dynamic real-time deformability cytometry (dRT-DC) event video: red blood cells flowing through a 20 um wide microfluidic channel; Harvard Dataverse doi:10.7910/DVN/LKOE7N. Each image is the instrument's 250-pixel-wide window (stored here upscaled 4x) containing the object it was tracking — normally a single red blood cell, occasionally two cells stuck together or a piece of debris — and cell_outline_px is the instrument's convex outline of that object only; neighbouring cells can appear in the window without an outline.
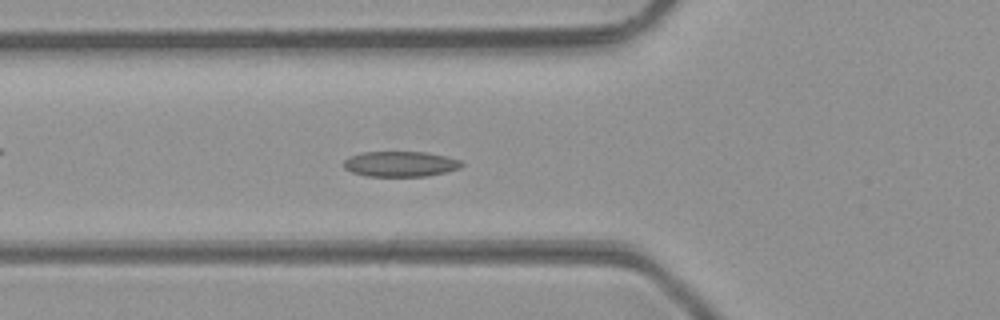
{"species": "common noctule bat (a hibernating species)", "species_latin": "Nyctalus noctula", "temperature_condition": "room temperature", "stored_images_in_passage": 34, "camera_frame_rate_fps": 3000, "um_per_image_px": 0.085, "animal": {"sex": "male", "body_mass_g": 23.1, "forearm_length_mm": 52.7}, "frame": {"image": 1, "passage_image": 2, "time_ms": 0.333, "image_size_px": [1000, 320], "cell_outline_px": [[464, 164], [460, 168], [428, 176], [368, 176], [352, 172], [344, 168], [344, 160], [348, 156], [364, 152], [424, 152], [444, 156], [460, 160]], "centroid_in_image_um": [34.01, 13.94], "position_along_channel_um": 91.8, "area_um2": 17.34}}
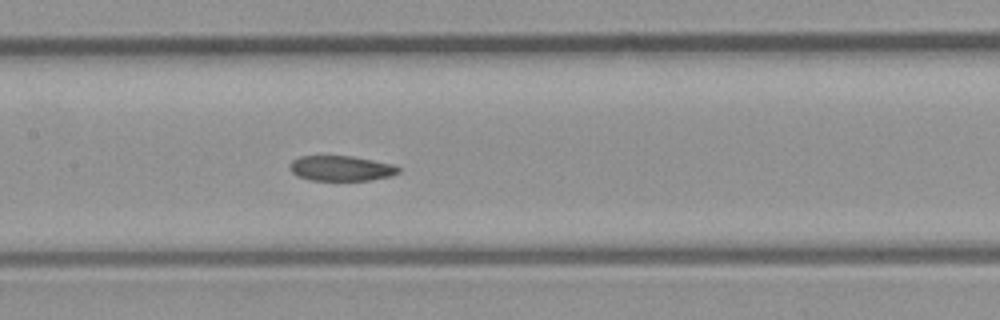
{"frame": {"image": 2, "passage_image": 8, "time_ms": 2.333, "image_size_px": [1000, 320], "cell_outline_px": [[400, 172], [392, 176], [368, 180], [308, 180], [296, 176], [288, 168], [288, 164], [292, 160], [300, 156], [352, 156], [392, 164], [400, 168]], "centroid_in_image_um": [28.95, 14.31], "position_along_channel_um": 178.5, "area_um2": 16.07}}
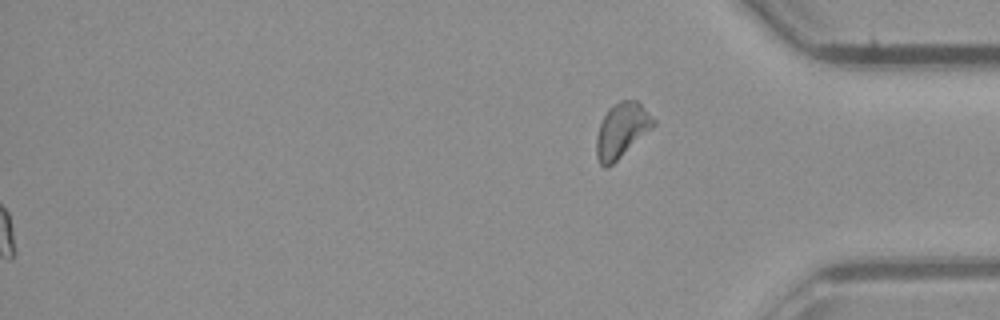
{"frame": {"image": 3, "passage_image": 34, "time_ms": 11.0, "image_size_px": [1000, 320], "cell_outline_px": [[656, 124], [652, 128], [608, 168], [604, 168], [600, 164], [596, 156], [596, 136], [600, 124], [608, 108], [612, 104], [620, 100], [636, 100], [656, 120]], "centroid_in_image_um": [52.82, 11.07], "position_along_channel_um": 382.4, "area_um2": 18.09}}